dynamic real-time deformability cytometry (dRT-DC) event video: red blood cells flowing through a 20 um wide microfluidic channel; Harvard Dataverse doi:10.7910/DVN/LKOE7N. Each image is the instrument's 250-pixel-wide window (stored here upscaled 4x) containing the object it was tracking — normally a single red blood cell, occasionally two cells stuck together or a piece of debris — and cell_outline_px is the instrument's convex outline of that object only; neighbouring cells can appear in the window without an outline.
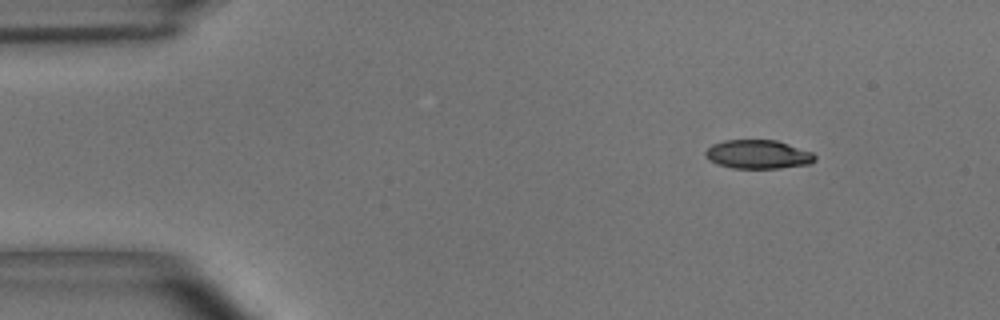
{"species": "common noctule bat (a hibernating species)", "species_latin": "Nyctalus noctula", "temperature_condition": "room temperature", "stored_images_in_passage": 5, "camera_frame_rate_fps": 3000, "um_per_image_px": 0.085, "animal": {"sex": "male", "body_mass_g": 15.6}, "frame": {"image": 1, "passage_image": 1, "time_ms": 0.0, "image_size_px": [1000, 320], "cell_outline_px": [[816, 160], [812, 164], [780, 168], [732, 168], [708, 160], [704, 156], [704, 152], [712, 144], [724, 140], [776, 140], [812, 152], [816, 156]], "centroid_in_image_um": [64.44, 13.12], "position_along_channel_um": 20.6, "area_um2": 18.44}}
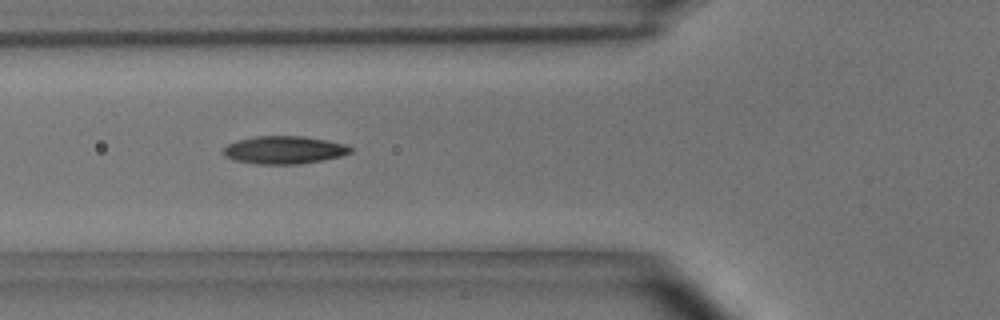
{"frame": {"image": 2, "passage_image": 4, "time_ms": 1.0, "image_size_px": [1000, 320], "cell_outline_px": [[352, 152], [340, 156], [324, 160], [296, 164], [256, 164], [236, 160], [224, 156], [224, 148], [228, 144], [236, 140], [252, 136], [304, 136], [328, 140], [348, 144], [352, 148]], "centroid_in_image_um": [24.18, 12.73], "position_along_channel_um": 101.6, "area_um2": 20.75}}